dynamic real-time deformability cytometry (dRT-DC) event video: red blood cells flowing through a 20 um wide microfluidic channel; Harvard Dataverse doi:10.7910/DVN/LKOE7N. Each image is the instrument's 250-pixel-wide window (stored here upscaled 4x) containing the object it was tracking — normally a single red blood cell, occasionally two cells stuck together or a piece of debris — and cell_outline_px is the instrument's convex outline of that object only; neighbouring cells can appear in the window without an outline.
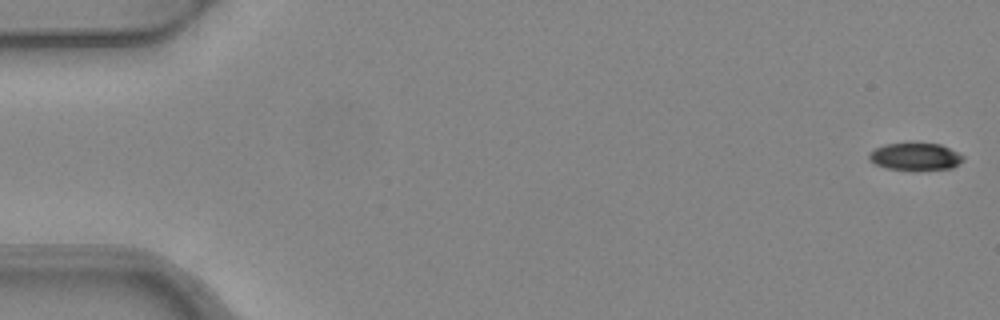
{"species": "common noctule bat (a hibernating species)", "species_latin": "Nyctalus noctula", "temperature_condition": "warm", "stored_images_in_passage": 3, "camera_frame_rate_fps": 3000, "um_per_image_px": 0.085, "animal": {"sex": "female", "body_mass_g": 24.6, "forearm_length_mm": 56.2}, "frame": {"image": 1, "passage_image": 1, "time_ms": 0.0, "image_size_px": [1000, 320], "cell_outline_px": [[964, 160], [960, 164], [952, 168], [888, 168], [876, 164], [868, 160], [868, 156], [876, 148], [884, 144], [940, 144], [964, 156]], "centroid_in_image_um": [77.81, 13.29], "position_along_channel_um": 7.2, "area_um2": 14.22}}
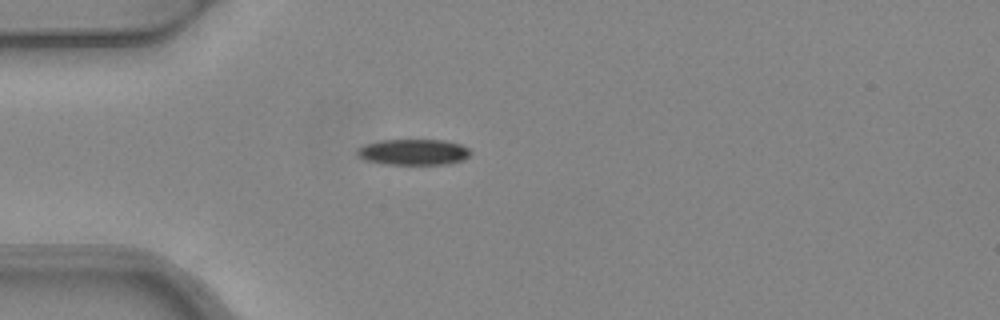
{"frame": {"image": 2, "passage_image": 2, "time_ms": 0.333, "image_size_px": [1000, 320], "cell_outline_px": [[472, 152], [464, 160], [448, 164], [384, 164], [364, 160], [356, 152], [356, 148], [364, 144], [380, 140], [444, 140], [460, 144], [468, 148]], "centroid_in_image_um": [35.13, 12.92], "position_along_channel_um": 49.9, "area_um2": 17.22}}